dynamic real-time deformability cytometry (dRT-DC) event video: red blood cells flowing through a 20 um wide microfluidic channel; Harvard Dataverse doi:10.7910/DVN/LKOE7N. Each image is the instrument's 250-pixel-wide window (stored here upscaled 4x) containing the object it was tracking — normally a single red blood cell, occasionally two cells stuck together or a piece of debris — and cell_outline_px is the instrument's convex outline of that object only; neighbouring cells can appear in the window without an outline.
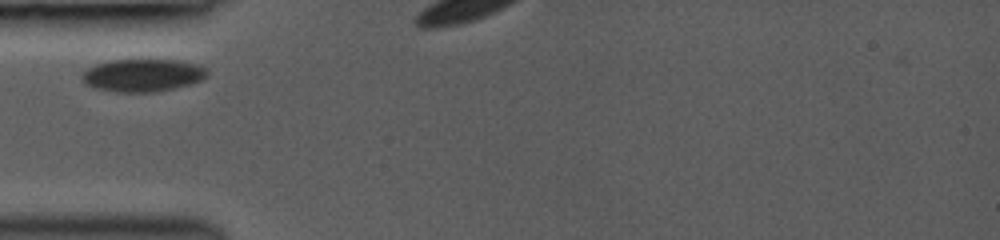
{"species": "common noctule bat (a hibernating species)", "species_latin": "Nyctalus noctula", "temperature_condition": "room temperature", "stored_images_in_passage": 8, "camera_frame_rate_fps": 3000, "um_per_image_px": 0.085, "animal": {"sex": "female", "body_mass_g": 19.0, "forearm_length_mm": 53.3}, "frame": {"image": 1, "passage_image": 2, "time_ms": 0.333, "image_size_px": [1000, 240], "cell_outline_px": [[208, 76], [200, 80], [176, 88], [156, 92], [116, 92], [92, 88], [80, 76], [88, 68], [96, 64], [112, 60], [180, 60], [196, 64], [208, 68]], "centroid_in_image_um": [12.15, 6.4], "position_along_channel_um": 72.8, "area_um2": 23.87}}